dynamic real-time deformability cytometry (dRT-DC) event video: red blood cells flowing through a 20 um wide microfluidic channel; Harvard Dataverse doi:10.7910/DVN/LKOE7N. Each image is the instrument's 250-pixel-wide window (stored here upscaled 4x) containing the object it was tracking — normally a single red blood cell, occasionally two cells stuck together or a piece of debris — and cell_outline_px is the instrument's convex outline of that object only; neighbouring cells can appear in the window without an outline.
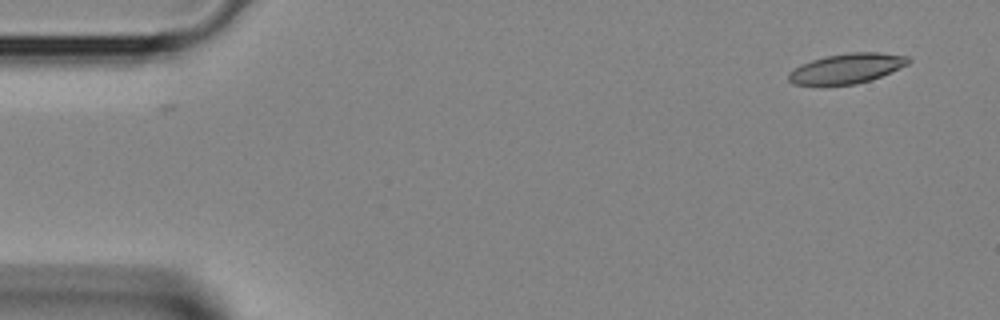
{"species": "Egyptian fruit bat (a non-hibernating species)", "species_latin": "Rousettus aegyptiacus", "temperature_condition": "room temperature", "stored_images_in_passage": 4, "camera_frame_rate_fps": 3000, "um_per_image_px": 0.085, "animal": {"sex": "female"}, "frame": {"image": 1, "passage_image": 1, "time_ms": 0.0, "image_size_px": [1000, 320], "cell_outline_px": [[912, 60], [908, 64], [872, 80], [856, 84], [792, 84], [788, 80], [788, 72], [792, 68], [800, 64], [824, 56], [848, 52], [880, 52], [908, 56]], "centroid_in_image_um": [71.97, 5.8], "position_along_channel_um": 13.0, "area_um2": 20.98}}
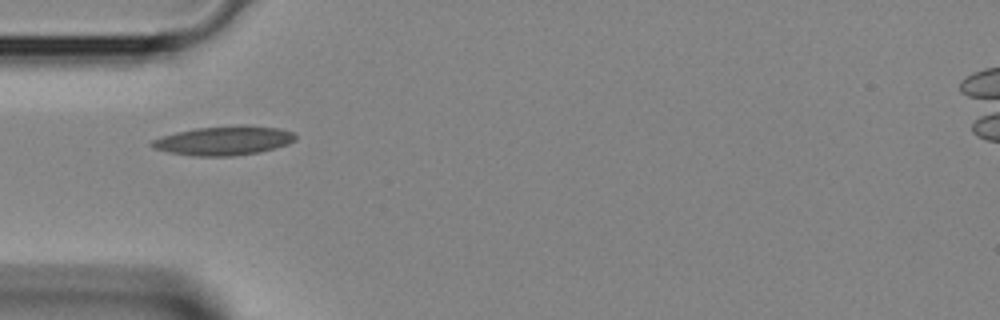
{"frame": {"image": 2, "passage_image": 3, "time_ms": 0.667, "image_size_px": [1000, 320], "cell_outline_px": [[296, 140], [288, 144], [260, 152], [232, 156], [192, 156], [168, 152], [152, 148], [148, 144], [152, 140], [176, 132], [196, 128], [240, 124], [244, 124], [280, 128], [292, 132], [296, 136]], "centroid_in_image_um": [19.03, 11.94], "position_along_channel_um": 66.0, "area_um2": 24.62}}
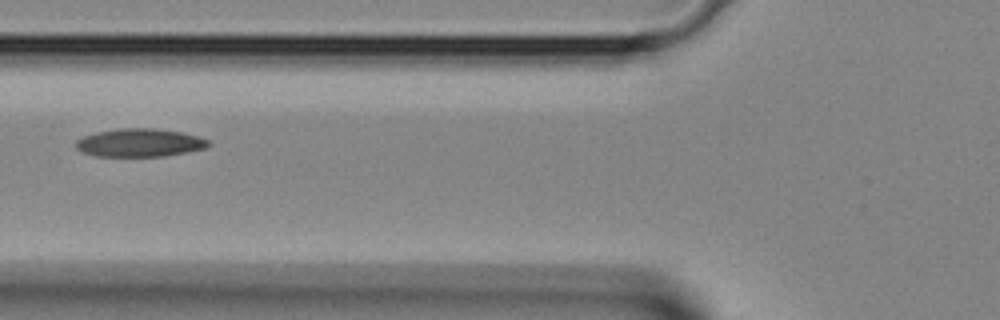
{"frame": {"image": 3, "passage_image": 4, "time_ms": 1.0, "image_size_px": [1000, 320], "cell_outline_px": [[212, 144], [208, 148], [188, 152], [164, 156], [96, 156], [84, 152], [76, 148], [76, 140], [84, 136], [96, 132], [120, 128], [152, 128], [180, 132], [200, 136], [208, 140]], "centroid_in_image_um": [11.92, 12.13], "position_along_channel_um": 113.9, "area_um2": 21.79}}